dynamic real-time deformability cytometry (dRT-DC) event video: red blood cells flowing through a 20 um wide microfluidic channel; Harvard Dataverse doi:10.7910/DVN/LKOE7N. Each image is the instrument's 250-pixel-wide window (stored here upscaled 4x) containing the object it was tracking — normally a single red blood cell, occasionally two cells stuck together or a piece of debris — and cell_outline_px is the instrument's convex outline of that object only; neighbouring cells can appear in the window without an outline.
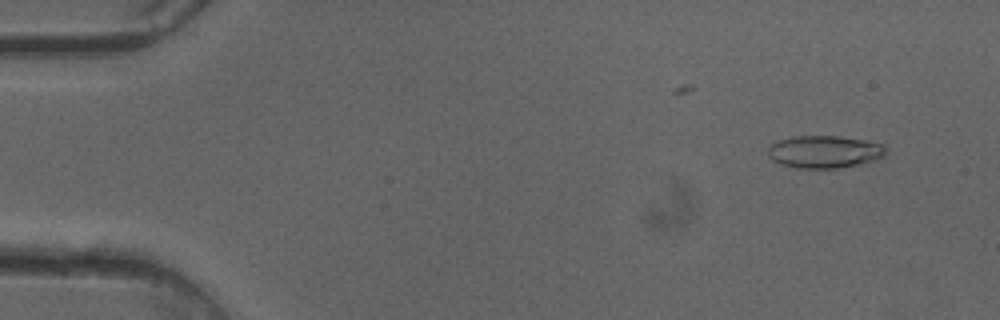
{"species": "common noctule bat (a hibernating species)", "species_latin": "Nyctalus noctula", "temperature_condition": "cold", "stored_images_in_passage": 51, "segment_of_instrument_passage": [1, 2], "camera_frame_rate_fps": 3000, "um_per_image_px": 0.085, "animal": {"sex": "female"}, "frame": {"image": 1, "passage_image": 4, "time_ms": 1.0, "image_size_px": [1000, 320], "cell_outline_px": [[884, 152], [880, 156], [872, 160], [856, 164], [836, 168], [796, 168], [780, 164], [772, 160], [768, 156], [768, 148], [772, 144], [780, 140], [796, 136], [836, 136], [864, 140], [884, 144]], "centroid_in_image_um": [70.0, 12.9], "position_along_channel_um": 15.0, "area_um2": 21.85}}
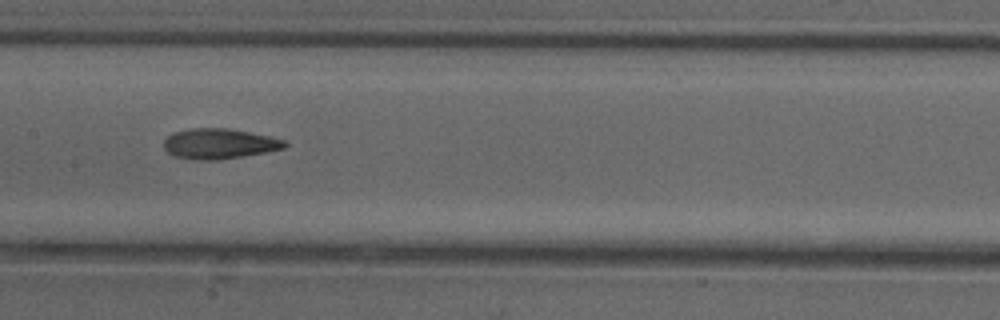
{"frame": {"image": 2, "passage_image": 25, "time_ms": 8.0, "image_size_px": [1000, 320], "cell_outline_px": [[288, 144], [284, 148], [264, 152], [216, 160], [192, 160], [172, 156], [164, 148], [164, 140], [172, 132], [192, 128], [228, 128], [268, 136], [284, 140]], "centroid_in_image_um": [18.57, 12.21], "position_along_channel_um": 188.8, "area_um2": 21.21}}
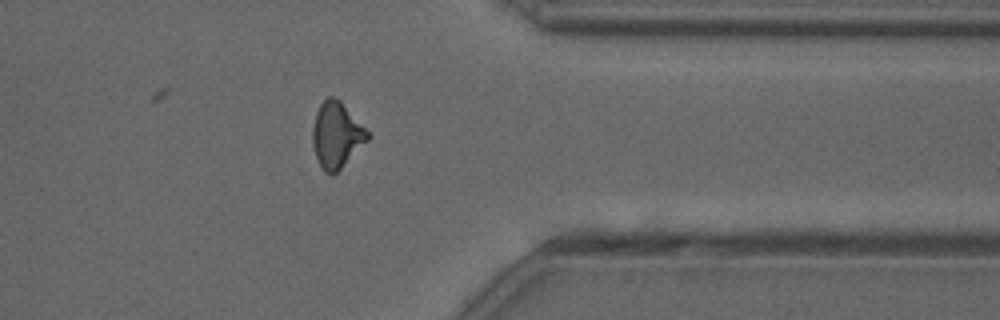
{"frame": {"image": 3, "passage_image": 40, "time_ms": 13.0, "image_size_px": [1000, 320], "cell_outline_px": [[372, 136], [332, 176], [324, 172], [316, 156], [312, 144], [312, 128], [316, 112], [320, 104], [328, 96], [332, 96], [340, 100], [372, 132]], "centroid_in_image_um": [28.64, 11.44], "position_along_channel_um": 382.8, "area_um2": 21.33}}